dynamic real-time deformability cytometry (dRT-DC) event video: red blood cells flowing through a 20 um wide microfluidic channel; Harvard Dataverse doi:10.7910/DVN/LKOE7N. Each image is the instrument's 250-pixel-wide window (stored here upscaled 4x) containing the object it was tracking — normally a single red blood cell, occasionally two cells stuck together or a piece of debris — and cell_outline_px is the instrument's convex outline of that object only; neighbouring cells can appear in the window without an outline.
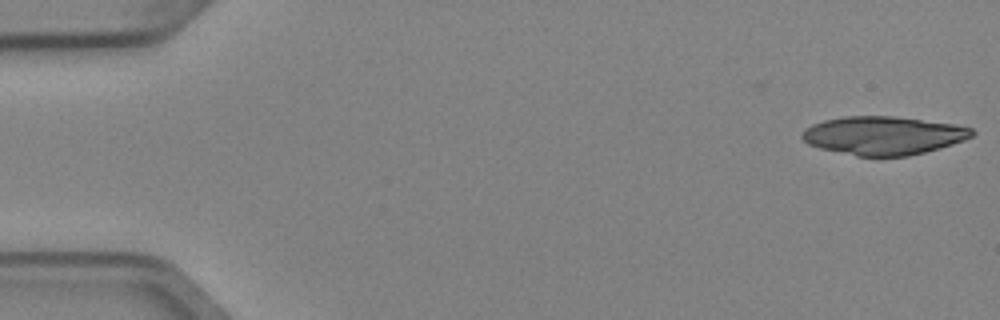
{"species": "Egyptian fruit bat (a non-hibernating species)", "species_latin": "Rousettus aegyptiacus", "temperature_condition": "cold", "stored_images_in_passage": 7, "camera_frame_rate_fps": 3000, "um_per_image_px": 0.085, "animal": {"sex": "female"}, "frame": {"image": 1, "passage_image": 1, "time_ms": 0.0, "image_size_px": [1000, 320], "cell_outline_px": [[976, 132], [972, 136], [964, 140], [952, 144], [924, 152], [908, 156], [856, 156], [820, 148], [808, 144], [800, 136], [812, 124], [824, 120], [844, 116], [892, 116], [956, 124], [972, 128]], "centroid_in_image_um": [75.1, 11.51], "position_along_channel_um": 9.9, "area_um2": 37.86}}